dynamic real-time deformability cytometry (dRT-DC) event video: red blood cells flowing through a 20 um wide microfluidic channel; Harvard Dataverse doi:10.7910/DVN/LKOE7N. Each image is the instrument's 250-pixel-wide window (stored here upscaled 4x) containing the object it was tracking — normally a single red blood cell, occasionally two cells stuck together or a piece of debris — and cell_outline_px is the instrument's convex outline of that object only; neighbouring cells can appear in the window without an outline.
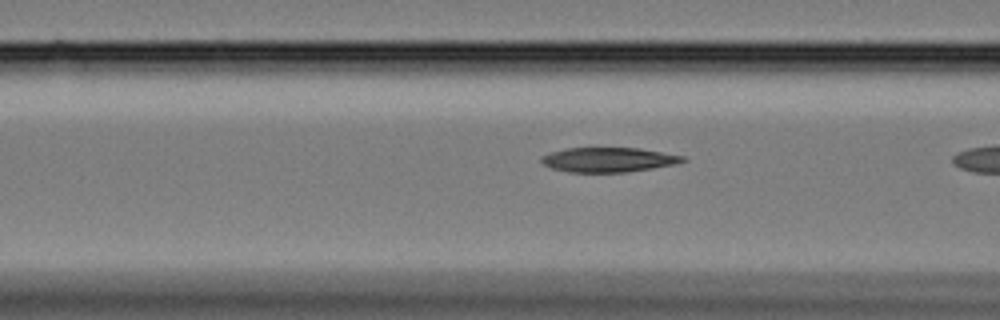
{"species": "Egyptian fruit bat (a non-hibernating species)", "species_latin": "Rousettus aegyptiacus", "temperature_condition": "cold", "stored_images_in_passage": 10, "camera_frame_rate_fps": 3000, "um_per_image_px": 0.085, "animal": {"sex": "female"}, "frame": {"image": 1, "passage_image": 9, "time_ms": 2.667, "image_size_px": [1000, 320], "cell_outline_px": [[688, 160], [672, 164], [652, 168], [628, 172], [568, 172], [552, 168], [544, 164], [540, 160], [540, 156], [564, 148], [640, 148], [684, 156]], "centroid_in_image_um": [51.69, 13.57], "position_along_channel_um": 114.9, "area_um2": 20.17}}